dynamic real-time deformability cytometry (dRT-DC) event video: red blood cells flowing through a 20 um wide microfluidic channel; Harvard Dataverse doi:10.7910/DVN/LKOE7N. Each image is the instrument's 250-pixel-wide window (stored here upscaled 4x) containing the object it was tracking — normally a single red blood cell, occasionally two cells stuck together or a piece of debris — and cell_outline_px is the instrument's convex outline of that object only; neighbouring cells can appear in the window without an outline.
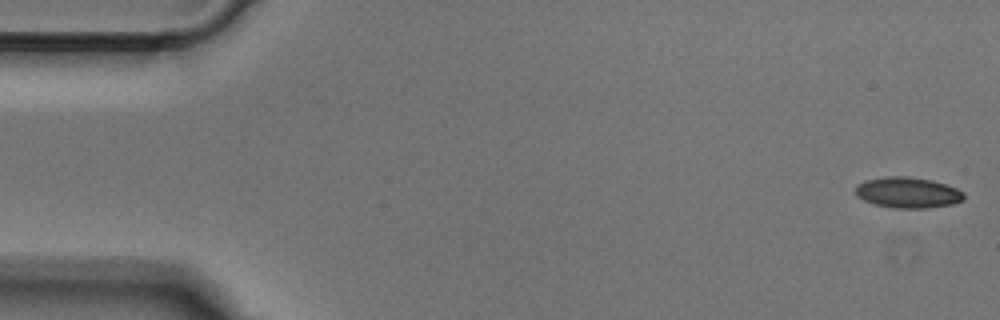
{"species": "Egyptian fruit bat (a non-hibernating species)", "species_latin": "Rousettus aegyptiacus", "temperature_condition": "cold", "stored_images_in_passage": 50, "camera_frame_rate_fps": 3000, "um_per_image_px": 0.085, "animal": {"sex": "male"}, "frame": {"image": 1, "passage_image": 1, "time_ms": 0.0, "image_size_px": [1000, 320], "cell_outline_px": [[964, 200], [952, 204], [928, 208], [896, 208], [872, 204], [856, 196], [856, 184], [864, 180], [888, 176], [904, 176], [932, 180], [956, 188], [964, 192]], "centroid_in_image_um": [77.14, 16.37], "position_along_channel_um": 7.9, "area_um2": 19.54}}
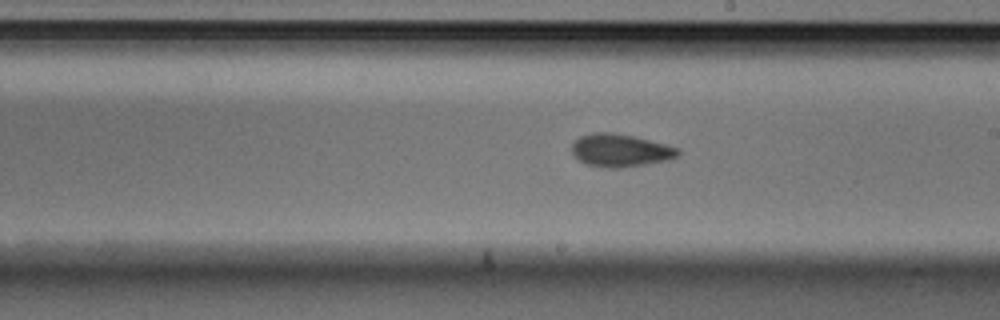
{"frame": {"image": 2, "passage_image": 28, "time_ms": 9.0, "image_size_px": [1000, 320], "cell_outline_px": [[680, 156], [668, 160], [620, 168], [608, 168], [588, 164], [572, 156], [572, 144], [580, 136], [596, 132], [612, 132], [632, 136], [668, 144], [680, 148]], "centroid_in_image_um": [52.76, 12.78], "position_along_channel_um": 236.2, "area_um2": 20.35}}
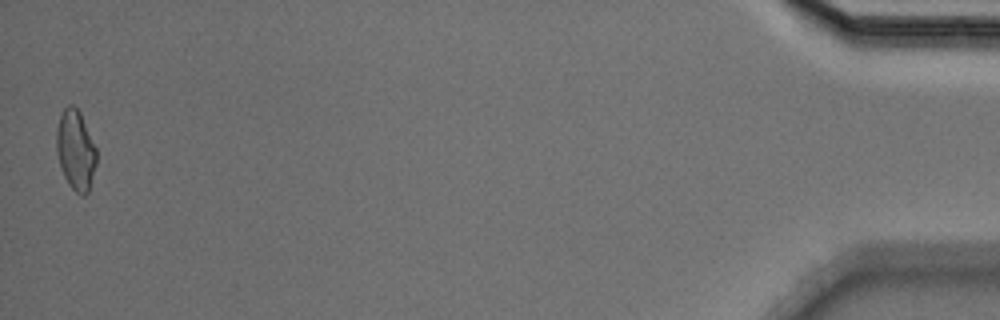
{"frame": {"image": 3, "passage_image": 50, "time_ms": 16.333, "image_size_px": [1000, 320], "cell_outline_px": [[96, 164], [88, 192], [84, 196], [80, 196], [68, 184], [64, 176], [56, 152], [56, 128], [60, 116], [64, 108], [68, 104], [72, 104], [80, 112], [96, 148]], "centroid_in_image_um": [6.42, 12.76], "position_along_channel_um": 428.8, "area_um2": 18.61}}